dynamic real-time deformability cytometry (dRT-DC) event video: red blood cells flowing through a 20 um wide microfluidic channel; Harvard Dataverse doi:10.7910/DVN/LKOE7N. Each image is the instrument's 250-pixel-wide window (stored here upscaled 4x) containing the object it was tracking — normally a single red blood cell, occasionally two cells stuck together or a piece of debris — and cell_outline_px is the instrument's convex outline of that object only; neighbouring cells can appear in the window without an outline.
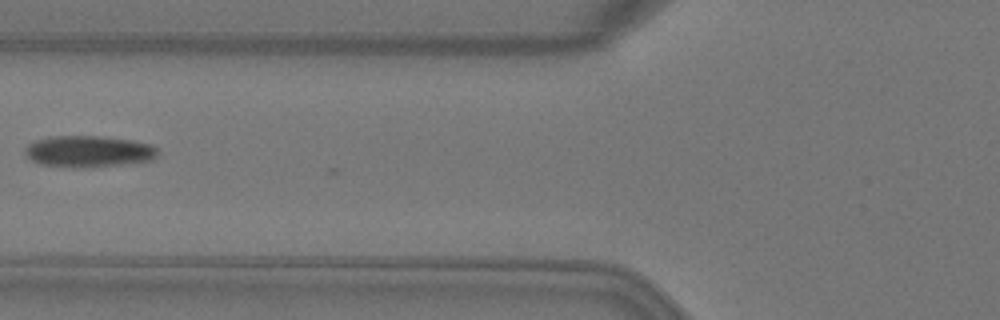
{"species": "Egyptian fruit bat (a non-hibernating species)", "species_latin": "Rousettus aegyptiacus", "temperature_condition": "warm", "stored_images_in_passage": 6, "camera_frame_rate_fps": 3000, "um_per_image_px": 0.085, "animal": {"sex": "female"}, "frame": {"image": 1, "passage_image": 6, "time_ms": 1.667, "image_size_px": [1000, 320], "cell_outline_px": [[156, 156], [152, 160], [88, 168], [72, 168], [40, 164], [32, 160], [24, 152], [24, 148], [28, 144], [36, 140], [52, 136], [100, 136], [132, 140], [152, 144], [156, 148]], "centroid_in_image_um": [7.5, 12.87], "position_along_channel_um": 118.3, "area_um2": 24.39}}